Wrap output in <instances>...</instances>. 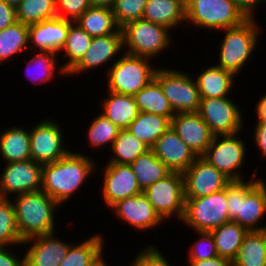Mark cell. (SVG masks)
<instances>
[{
    "instance_id": "obj_16",
    "label": "cell",
    "mask_w": 266,
    "mask_h": 266,
    "mask_svg": "<svg viewBox=\"0 0 266 266\" xmlns=\"http://www.w3.org/2000/svg\"><path fill=\"white\" fill-rule=\"evenodd\" d=\"M101 182V200L109 209L121 199L133 197L142 193L137 178L129 164L106 163Z\"/></svg>"
},
{
    "instance_id": "obj_51",
    "label": "cell",
    "mask_w": 266,
    "mask_h": 266,
    "mask_svg": "<svg viewBox=\"0 0 266 266\" xmlns=\"http://www.w3.org/2000/svg\"><path fill=\"white\" fill-rule=\"evenodd\" d=\"M116 0H90L92 7L109 8L114 7Z\"/></svg>"
},
{
    "instance_id": "obj_36",
    "label": "cell",
    "mask_w": 266,
    "mask_h": 266,
    "mask_svg": "<svg viewBox=\"0 0 266 266\" xmlns=\"http://www.w3.org/2000/svg\"><path fill=\"white\" fill-rule=\"evenodd\" d=\"M233 266H266V245L263 232L248 231L238 250Z\"/></svg>"
},
{
    "instance_id": "obj_22",
    "label": "cell",
    "mask_w": 266,
    "mask_h": 266,
    "mask_svg": "<svg viewBox=\"0 0 266 266\" xmlns=\"http://www.w3.org/2000/svg\"><path fill=\"white\" fill-rule=\"evenodd\" d=\"M151 150L171 172L184 173L197 158L172 127L158 138Z\"/></svg>"
},
{
    "instance_id": "obj_18",
    "label": "cell",
    "mask_w": 266,
    "mask_h": 266,
    "mask_svg": "<svg viewBox=\"0 0 266 266\" xmlns=\"http://www.w3.org/2000/svg\"><path fill=\"white\" fill-rule=\"evenodd\" d=\"M109 210L116 215V217L123 221L124 224L130 225L132 229L144 232L157 229L164 220L155 211L152 204L143 194L121 199L113 204ZM145 230V231H144Z\"/></svg>"
},
{
    "instance_id": "obj_37",
    "label": "cell",
    "mask_w": 266,
    "mask_h": 266,
    "mask_svg": "<svg viewBox=\"0 0 266 266\" xmlns=\"http://www.w3.org/2000/svg\"><path fill=\"white\" fill-rule=\"evenodd\" d=\"M92 37L76 22L69 26V32L59 57H66L61 66L68 73L83 57L90 46ZM63 53V55H61Z\"/></svg>"
},
{
    "instance_id": "obj_9",
    "label": "cell",
    "mask_w": 266,
    "mask_h": 266,
    "mask_svg": "<svg viewBox=\"0 0 266 266\" xmlns=\"http://www.w3.org/2000/svg\"><path fill=\"white\" fill-rule=\"evenodd\" d=\"M240 131L230 135L214 136L206 152L201 156L209 164L216 167L230 181L245 180L242 168L246 162L247 146ZM240 134V135H239Z\"/></svg>"
},
{
    "instance_id": "obj_25",
    "label": "cell",
    "mask_w": 266,
    "mask_h": 266,
    "mask_svg": "<svg viewBox=\"0 0 266 266\" xmlns=\"http://www.w3.org/2000/svg\"><path fill=\"white\" fill-rule=\"evenodd\" d=\"M0 156L3 163L31 159L30 128L13 126L0 133Z\"/></svg>"
},
{
    "instance_id": "obj_44",
    "label": "cell",
    "mask_w": 266,
    "mask_h": 266,
    "mask_svg": "<svg viewBox=\"0 0 266 266\" xmlns=\"http://www.w3.org/2000/svg\"><path fill=\"white\" fill-rule=\"evenodd\" d=\"M89 7L90 0H56L57 17L75 21Z\"/></svg>"
},
{
    "instance_id": "obj_38",
    "label": "cell",
    "mask_w": 266,
    "mask_h": 266,
    "mask_svg": "<svg viewBox=\"0 0 266 266\" xmlns=\"http://www.w3.org/2000/svg\"><path fill=\"white\" fill-rule=\"evenodd\" d=\"M99 113V114H98ZM91 121L89 127L86 129V138L88 147L94 149L106 148L110 151L113 142L115 141L120 128H118L112 121H110L101 112H98ZM109 147V148H108Z\"/></svg>"
},
{
    "instance_id": "obj_27",
    "label": "cell",
    "mask_w": 266,
    "mask_h": 266,
    "mask_svg": "<svg viewBox=\"0 0 266 266\" xmlns=\"http://www.w3.org/2000/svg\"><path fill=\"white\" fill-rule=\"evenodd\" d=\"M29 58L26 62L27 65L24 75H26L32 83L38 85L51 83L52 79L58 74L60 77L62 75V77H67V72L63 67L58 66V64L61 65L57 63L59 62L58 59H61L59 54L54 52L34 51V54H31Z\"/></svg>"
},
{
    "instance_id": "obj_34",
    "label": "cell",
    "mask_w": 266,
    "mask_h": 266,
    "mask_svg": "<svg viewBox=\"0 0 266 266\" xmlns=\"http://www.w3.org/2000/svg\"><path fill=\"white\" fill-rule=\"evenodd\" d=\"M248 231L234 221H229L210 231L218 255L233 261L240 249L243 238Z\"/></svg>"
},
{
    "instance_id": "obj_4",
    "label": "cell",
    "mask_w": 266,
    "mask_h": 266,
    "mask_svg": "<svg viewBox=\"0 0 266 266\" xmlns=\"http://www.w3.org/2000/svg\"><path fill=\"white\" fill-rule=\"evenodd\" d=\"M258 19H247L241 25L219 31L223 32V38L218 47V59L216 66L231 71L236 76L241 75L252 59L254 51L259 47V39L263 27ZM262 28V29H261ZM243 69V70H242Z\"/></svg>"
},
{
    "instance_id": "obj_1",
    "label": "cell",
    "mask_w": 266,
    "mask_h": 266,
    "mask_svg": "<svg viewBox=\"0 0 266 266\" xmlns=\"http://www.w3.org/2000/svg\"><path fill=\"white\" fill-rule=\"evenodd\" d=\"M93 159L91 155L70 150L63 158L44 164L41 190L60 206L68 202L85 186L91 175L100 173Z\"/></svg>"
},
{
    "instance_id": "obj_50",
    "label": "cell",
    "mask_w": 266,
    "mask_h": 266,
    "mask_svg": "<svg viewBox=\"0 0 266 266\" xmlns=\"http://www.w3.org/2000/svg\"><path fill=\"white\" fill-rule=\"evenodd\" d=\"M255 108L254 113H256V117L254 118H256V122H266V93L259 97V101H257Z\"/></svg>"
},
{
    "instance_id": "obj_3",
    "label": "cell",
    "mask_w": 266,
    "mask_h": 266,
    "mask_svg": "<svg viewBox=\"0 0 266 266\" xmlns=\"http://www.w3.org/2000/svg\"><path fill=\"white\" fill-rule=\"evenodd\" d=\"M23 241L38 235L56 231L58 206L60 205L42 190L19 194L10 198Z\"/></svg>"
},
{
    "instance_id": "obj_53",
    "label": "cell",
    "mask_w": 266,
    "mask_h": 266,
    "mask_svg": "<svg viewBox=\"0 0 266 266\" xmlns=\"http://www.w3.org/2000/svg\"><path fill=\"white\" fill-rule=\"evenodd\" d=\"M4 2H6L8 5H11L13 7H17L22 0H3Z\"/></svg>"
},
{
    "instance_id": "obj_48",
    "label": "cell",
    "mask_w": 266,
    "mask_h": 266,
    "mask_svg": "<svg viewBox=\"0 0 266 266\" xmlns=\"http://www.w3.org/2000/svg\"><path fill=\"white\" fill-rule=\"evenodd\" d=\"M232 2L247 19H255V11L262 4V0H232Z\"/></svg>"
},
{
    "instance_id": "obj_43",
    "label": "cell",
    "mask_w": 266,
    "mask_h": 266,
    "mask_svg": "<svg viewBox=\"0 0 266 266\" xmlns=\"http://www.w3.org/2000/svg\"><path fill=\"white\" fill-rule=\"evenodd\" d=\"M152 244L143 247L142 251L136 253L134 259L127 266H173L169 259L167 260V257L159 251L157 245Z\"/></svg>"
},
{
    "instance_id": "obj_8",
    "label": "cell",
    "mask_w": 266,
    "mask_h": 266,
    "mask_svg": "<svg viewBox=\"0 0 266 266\" xmlns=\"http://www.w3.org/2000/svg\"><path fill=\"white\" fill-rule=\"evenodd\" d=\"M230 221L226 188L199 198H185L180 223L195 232H210ZM185 224V225H184Z\"/></svg>"
},
{
    "instance_id": "obj_20",
    "label": "cell",
    "mask_w": 266,
    "mask_h": 266,
    "mask_svg": "<svg viewBox=\"0 0 266 266\" xmlns=\"http://www.w3.org/2000/svg\"><path fill=\"white\" fill-rule=\"evenodd\" d=\"M74 21L55 17L29 25V51L54 52L59 54L64 47L69 26Z\"/></svg>"
},
{
    "instance_id": "obj_39",
    "label": "cell",
    "mask_w": 266,
    "mask_h": 266,
    "mask_svg": "<svg viewBox=\"0 0 266 266\" xmlns=\"http://www.w3.org/2000/svg\"><path fill=\"white\" fill-rule=\"evenodd\" d=\"M17 21L36 24L57 17L56 0H22L16 7Z\"/></svg>"
},
{
    "instance_id": "obj_19",
    "label": "cell",
    "mask_w": 266,
    "mask_h": 266,
    "mask_svg": "<svg viewBox=\"0 0 266 266\" xmlns=\"http://www.w3.org/2000/svg\"><path fill=\"white\" fill-rule=\"evenodd\" d=\"M72 243L57 238L56 231L26 239L22 243L25 266H59Z\"/></svg>"
},
{
    "instance_id": "obj_26",
    "label": "cell",
    "mask_w": 266,
    "mask_h": 266,
    "mask_svg": "<svg viewBox=\"0 0 266 266\" xmlns=\"http://www.w3.org/2000/svg\"><path fill=\"white\" fill-rule=\"evenodd\" d=\"M106 92L108 95L99 103L102 105V111H99L118 128L127 129L139 113L134 97L112 91Z\"/></svg>"
},
{
    "instance_id": "obj_15",
    "label": "cell",
    "mask_w": 266,
    "mask_h": 266,
    "mask_svg": "<svg viewBox=\"0 0 266 266\" xmlns=\"http://www.w3.org/2000/svg\"><path fill=\"white\" fill-rule=\"evenodd\" d=\"M0 173V198L41 190L43 165L33 159L4 164Z\"/></svg>"
},
{
    "instance_id": "obj_45",
    "label": "cell",
    "mask_w": 266,
    "mask_h": 266,
    "mask_svg": "<svg viewBox=\"0 0 266 266\" xmlns=\"http://www.w3.org/2000/svg\"><path fill=\"white\" fill-rule=\"evenodd\" d=\"M14 246H0V266H25V255L19 256ZM10 248V249H9Z\"/></svg>"
},
{
    "instance_id": "obj_54",
    "label": "cell",
    "mask_w": 266,
    "mask_h": 266,
    "mask_svg": "<svg viewBox=\"0 0 266 266\" xmlns=\"http://www.w3.org/2000/svg\"><path fill=\"white\" fill-rule=\"evenodd\" d=\"M261 231L263 232V236L265 239V245H266V226Z\"/></svg>"
},
{
    "instance_id": "obj_29",
    "label": "cell",
    "mask_w": 266,
    "mask_h": 266,
    "mask_svg": "<svg viewBox=\"0 0 266 266\" xmlns=\"http://www.w3.org/2000/svg\"><path fill=\"white\" fill-rule=\"evenodd\" d=\"M133 97L139 112L165 116L170 120L175 115L168 99L163 94L159 82L155 78Z\"/></svg>"
},
{
    "instance_id": "obj_17",
    "label": "cell",
    "mask_w": 266,
    "mask_h": 266,
    "mask_svg": "<svg viewBox=\"0 0 266 266\" xmlns=\"http://www.w3.org/2000/svg\"><path fill=\"white\" fill-rule=\"evenodd\" d=\"M184 198H199L226 188L230 180L202 157L183 173Z\"/></svg>"
},
{
    "instance_id": "obj_30",
    "label": "cell",
    "mask_w": 266,
    "mask_h": 266,
    "mask_svg": "<svg viewBox=\"0 0 266 266\" xmlns=\"http://www.w3.org/2000/svg\"><path fill=\"white\" fill-rule=\"evenodd\" d=\"M170 127L171 120L165 116L139 112L127 129L151 149Z\"/></svg>"
},
{
    "instance_id": "obj_47",
    "label": "cell",
    "mask_w": 266,
    "mask_h": 266,
    "mask_svg": "<svg viewBox=\"0 0 266 266\" xmlns=\"http://www.w3.org/2000/svg\"><path fill=\"white\" fill-rule=\"evenodd\" d=\"M17 21L16 8L0 0V31Z\"/></svg>"
},
{
    "instance_id": "obj_10",
    "label": "cell",
    "mask_w": 266,
    "mask_h": 266,
    "mask_svg": "<svg viewBox=\"0 0 266 266\" xmlns=\"http://www.w3.org/2000/svg\"><path fill=\"white\" fill-rule=\"evenodd\" d=\"M182 71L162 66L157 68L154 78L175 113L198 112L201 98L195 75Z\"/></svg>"
},
{
    "instance_id": "obj_23",
    "label": "cell",
    "mask_w": 266,
    "mask_h": 266,
    "mask_svg": "<svg viewBox=\"0 0 266 266\" xmlns=\"http://www.w3.org/2000/svg\"><path fill=\"white\" fill-rule=\"evenodd\" d=\"M202 69L195 77L200 98H220L232 94L237 77L234 73L215 64Z\"/></svg>"
},
{
    "instance_id": "obj_7",
    "label": "cell",
    "mask_w": 266,
    "mask_h": 266,
    "mask_svg": "<svg viewBox=\"0 0 266 266\" xmlns=\"http://www.w3.org/2000/svg\"><path fill=\"white\" fill-rule=\"evenodd\" d=\"M153 60L123 52L104 74L107 91L134 96L155 76Z\"/></svg>"
},
{
    "instance_id": "obj_21",
    "label": "cell",
    "mask_w": 266,
    "mask_h": 266,
    "mask_svg": "<svg viewBox=\"0 0 266 266\" xmlns=\"http://www.w3.org/2000/svg\"><path fill=\"white\" fill-rule=\"evenodd\" d=\"M171 127L197 157L206 152L214 137L198 112L175 113Z\"/></svg>"
},
{
    "instance_id": "obj_13",
    "label": "cell",
    "mask_w": 266,
    "mask_h": 266,
    "mask_svg": "<svg viewBox=\"0 0 266 266\" xmlns=\"http://www.w3.org/2000/svg\"><path fill=\"white\" fill-rule=\"evenodd\" d=\"M230 97L201 98L198 113L214 136L235 134L245 129V115Z\"/></svg>"
},
{
    "instance_id": "obj_42",
    "label": "cell",
    "mask_w": 266,
    "mask_h": 266,
    "mask_svg": "<svg viewBox=\"0 0 266 266\" xmlns=\"http://www.w3.org/2000/svg\"><path fill=\"white\" fill-rule=\"evenodd\" d=\"M200 238L189 245L186 261H201L215 258L218 255L214 238L210 232H196Z\"/></svg>"
},
{
    "instance_id": "obj_2",
    "label": "cell",
    "mask_w": 266,
    "mask_h": 266,
    "mask_svg": "<svg viewBox=\"0 0 266 266\" xmlns=\"http://www.w3.org/2000/svg\"><path fill=\"white\" fill-rule=\"evenodd\" d=\"M258 170L256 167L248 180L230 181L226 185L230 221L247 231H260L266 226L260 225L266 217V180L256 178Z\"/></svg>"
},
{
    "instance_id": "obj_28",
    "label": "cell",
    "mask_w": 266,
    "mask_h": 266,
    "mask_svg": "<svg viewBox=\"0 0 266 266\" xmlns=\"http://www.w3.org/2000/svg\"><path fill=\"white\" fill-rule=\"evenodd\" d=\"M104 235L93 234L81 242L72 243L66 257L59 266H91L104 252Z\"/></svg>"
},
{
    "instance_id": "obj_41",
    "label": "cell",
    "mask_w": 266,
    "mask_h": 266,
    "mask_svg": "<svg viewBox=\"0 0 266 266\" xmlns=\"http://www.w3.org/2000/svg\"><path fill=\"white\" fill-rule=\"evenodd\" d=\"M148 0H116L112 8L115 21L121 28L125 24L142 19Z\"/></svg>"
},
{
    "instance_id": "obj_12",
    "label": "cell",
    "mask_w": 266,
    "mask_h": 266,
    "mask_svg": "<svg viewBox=\"0 0 266 266\" xmlns=\"http://www.w3.org/2000/svg\"><path fill=\"white\" fill-rule=\"evenodd\" d=\"M42 120L30 128V147L31 159L44 165L63 158L71 149L64 144L68 142L61 122L49 117Z\"/></svg>"
},
{
    "instance_id": "obj_31",
    "label": "cell",
    "mask_w": 266,
    "mask_h": 266,
    "mask_svg": "<svg viewBox=\"0 0 266 266\" xmlns=\"http://www.w3.org/2000/svg\"><path fill=\"white\" fill-rule=\"evenodd\" d=\"M74 22L92 38L116 33L120 29L109 8L91 6Z\"/></svg>"
},
{
    "instance_id": "obj_14",
    "label": "cell",
    "mask_w": 266,
    "mask_h": 266,
    "mask_svg": "<svg viewBox=\"0 0 266 266\" xmlns=\"http://www.w3.org/2000/svg\"><path fill=\"white\" fill-rule=\"evenodd\" d=\"M122 51L124 52L121 28L116 33L94 37L81 60L67 73V77H78L79 74H87L91 70L92 73L105 66L107 71L104 73L107 74L108 69L122 55Z\"/></svg>"
},
{
    "instance_id": "obj_11",
    "label": "cell",
    "mask_w": 266,
    "mask_h": 266,
    "mask_svg": "<svg viewBox=\"0 0 266 266\" xmlns=\"http://www.w3.org/2000/svg\"><path fill=\"white\" fill-rule=\"evenodd\" d=\"M143 194L164 221L173 217L178 222L182 220L185 206L183 173L171 172L150 185Z\"/></svg>"
},
{
    "instance_id": "obj_33",
    "label": "cell",
    "mask_w": 266,
    "mask_h": 266,
    "mask_svg": "<svg viewBox=\"0 0 266 266\" xmlns=\"http://www.w3.org/2000/svg\"><path fill=\"white\" fill-rule=\"evenodd\" d=\"M29 26L16 21L0 31V64L29 50ZM27 49V50H26ZM19 54V55H18Z\"/></svg>"
},
{
    "instance_id": "obj_49",
    "label": "cell",
    "mask_w": 266,
    "mask_h": 266,
    "mask_svg": "<svg viewBox=\"0 0 266 266\" xmlns=\"http://www.w3.org/2000/svg\"><path fill=\"white\" fill-rule=\"evenodd\" d=\"M186 264L187 266H233L231 260L220 256L201 261H187Z\"/></svg>"
},
{
    "instance_id": "obj_6",
    "label": "cell",
    "mask_w": 266,
    "mask_h": 266,
    "mask_svg": "<svg viewBox=\"0 0 266 266\" xmlns=\"http://www.w3.org/2000/svg\"><path fill=\"white\" fill-rule=\"evenodd\" d=\"M247 18L232 0H187L185 22L194 29L221 31L241 25ZM194 28V29H193Z\"/></svg>"
},
{
    "instance_id": "obj_32",
    "label": "cell",
    "mask_w": 266,
    "mask_h": 266,
    "mask_svg": "<svg viewBox=\"0 0 266 266\" xmlns=\"http://www.w3.org/2000/svg\"><path fill=\"white\" fill-rule=\"evenodd\" d=\"M134 172L141 191L158 180L164 179L171 171L159 160L152 150L138 156L129 164Z\"/></svg>"
},
{
    "instance_id": "obj_52",
    "label": "cell",
    "mask_w": 266,
    "mask_h": 266,
    "mask_svg": "<svg viewBox=\"0 0 266 266\" xmlns=\"http://www.w3.org/2000/svg\"><path fill=\"white\" fill-rule=\"evenodd\" d=\"M91 266H109V264L105 261L104 254Z\"/></svg>"
},
{
    "instance_id": "obj_55",
    "label": "cell",
    "mask_w": 266,
    "mask_h": 266,
    "mask_svg": "<svg viewBox=\"0 0 266 266\" xmlns=\"http://www.w3.org/2000/svg\"><path fill=\"white\" fill-rule=\"evenodd\" d=\"M266 5V0H262V5Z\"/></svg>"
},
{
    "instance_id": "obj_5",
    "label": "cell",
    "mask_w": 266,
    "mask_h": 266,
    "mask_svg": "<svg viewBox=\"0 0 266 266\" xmlns=\"http://www.w3.org/2000/svg\"><path fill=\"white\" fill-rule=\"evenodd\" d=\"M121 30L123 50L131 55L156 60L173 44L172 30L143 18L125 24Z\"/></svg>"
},
{
    "instance_id": "obj_40",
    "label": "cell",
    "mask_w": 266,
    "mask_h": 266,
    "mask_svg": "<svg viewBox=\"0 0 266 266\" xmlns=\"http://www.w3.org/2000/svg\"><path fill=\"white\" fill-rule=\"evenodd\" d=\"M23 240L20 237L15 210L11 199L0 198V246H21Z\"/></svg>"
},
{
    "instance_id": "obj_35",
    "label": "cell",
    "mask_w": 266,
    "mask_h": 266,
    "mask_svg": "<svg viewBox=\"0 0 266 266\" xmlns=\"http://www.w3.org/2000/svg\"><path fill=\"white\" fill-rule=\"evenodd\" d=\"M107 163L130 164L138 156L151 150L147 144L132 135L128 129H120L111 147Z\"/></svg>"
},
{
    "instance_id": "obj_24",
    "label": "cell",
    "mask_w": 266,
    "mask_h": 266,
    "mask_svg": "<svg viewBox=\"0 0 266 266\" xmlns=\"http://www.w3.org/2000/svg\"><path fill=\"white\" fill-rule=\"evenodd\" d=\"M142 18L170 30H177L184 23L188 25L185 22L184 0H148Z\"/></svg>"
},
{
    "instance_id": "obj_46",
    "label": "cell",
    "mask_w": 266,
    "mask_h": 266,
    "mask_svg": "<svg viewBox=\"0 0 266 266\" xmlns=\"http://www.w3.org/2000/svg\"><path fill=\"white\" fill-rule=\"evenodd\" d=\"M253 137V144L255 143L259 154L262 156L261 160H266V122H255Z\"/></svg>"
}]
</instances>
